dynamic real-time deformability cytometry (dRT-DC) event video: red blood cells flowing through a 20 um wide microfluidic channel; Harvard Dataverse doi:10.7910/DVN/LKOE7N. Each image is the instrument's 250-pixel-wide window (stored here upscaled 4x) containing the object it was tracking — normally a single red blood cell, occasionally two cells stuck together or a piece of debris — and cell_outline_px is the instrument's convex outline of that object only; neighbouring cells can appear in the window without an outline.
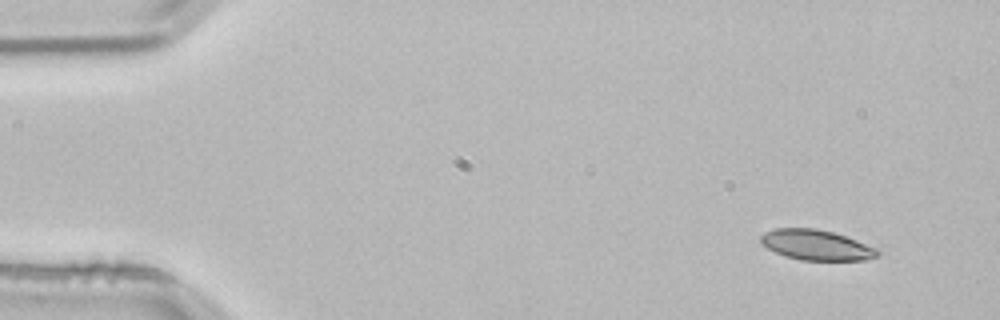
{"species": "common noctule bat (a hibernating species)", "species_latin": "Nyctalus noctula", "temperature_condition": "room temperature", "stored_images_in_passage": 5, "camera_frame_rate_fps": 3000, "um_per_image_px": 0.085, "animal": {"sex": "male", "body_mass_g": 21.5, "forearm_length_mm": 52.0}, "frame": {"image": 1, "passage_image": 5, "time_ms": 1.333, "image_size_px": [1000, 320], "cell_outline_px": [[880, 256], [864, 260], [800, 260], [784, 256], [760, 244], [760, 236], [764, 232], [776, 228], [816, 228], [832, 232], [880, 248]], "centroid_in_image_um": [69.4, 20.83], "position_along_channel_um": 15.6, "area_um2": 20.81}}